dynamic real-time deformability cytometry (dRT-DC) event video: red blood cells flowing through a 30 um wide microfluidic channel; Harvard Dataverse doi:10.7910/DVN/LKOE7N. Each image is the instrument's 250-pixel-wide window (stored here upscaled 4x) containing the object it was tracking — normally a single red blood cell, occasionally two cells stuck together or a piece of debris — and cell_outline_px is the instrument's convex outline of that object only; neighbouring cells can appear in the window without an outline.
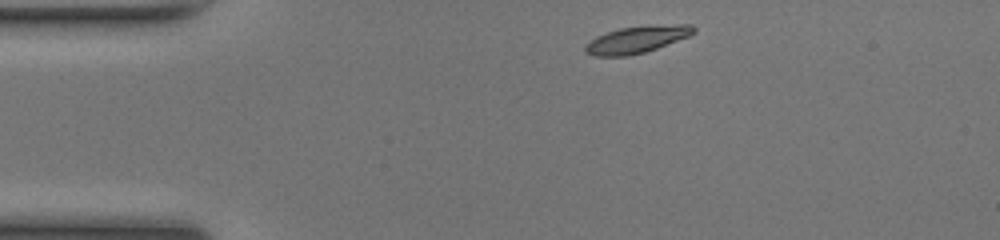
{"species": "common noctule bat (a hibernating species)", "species_latin": "Nyctalus noctula", "temperature_condition": "room temperature", "stored_images_in_passage": 41, "camera_frame_rate_fps": 3000, "um_per_image_px": 0.085, "animal": {"sex": "female", "body_mass_g": 17.0, "forearm_length_mm": 48.0}, "frame": {"image": 1, "passage_image": 1, "time_ms": 0.0, "image_size_px": [1000, 240], "cell_outline_px": [[696, 32], [688, 36], [656, 48], [644, 52], [628, 56], [592, 56], [584, 52], [584, 48], [596, 36], [620, 28], [680, 24], [692, 24], [696, 28]], "centroid_in_image_um": [54.13, 3.37], "position_along_channel_um": 30.9, "area_um2": 16.65}}
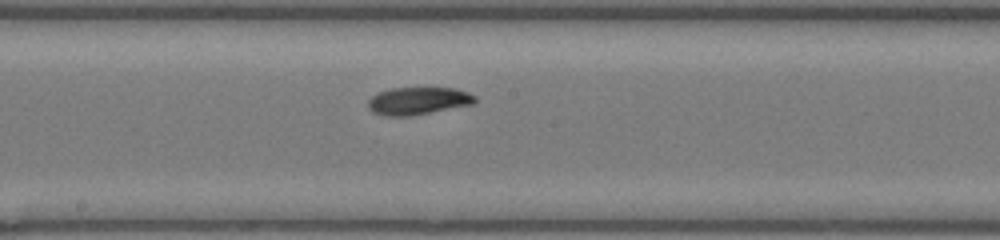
{"frame": {"image": 2, "passage_image": 18, "time_ms": 5.667, "image_size_px": [1000, 240], "cell_outline_px": [[476, 100], [472, 104], [408, 116], [384, 116], [372, 112], [368, 108], [368, 100], [372, 96], [380, 92], [392, 88], [456, 88], [468, 92], [476, 96]], "centroid_in_image_um": [35.52, 8.57], "position_along_channel_um": 212.7, "area_um2": 16.99}}
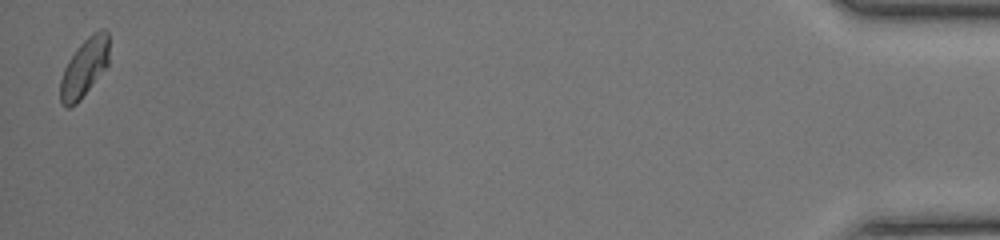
{"frame": {"image": 3, "passage_image": 41, "time_ms": 13.333, "image_size_px": [1000, 240], "cell_outline_px": [[108, 64], [80, 100], [76, 104], [68, 108], [64, 108], [60, 104], [60, 80], [64, 68], [68, 60], [80, 44], [92, 32], [100, 28], [104, 28], [108, 32]], "centroid_in_image_um": [7.15, 5.75], "position_along_channel_um": 428.1, "area_um2": 16.65}, "authors_computed_cell_mechanics": {"area_um2": 16.762, "velocity_mm_per_s": 4.1286, "shape_relaxation_time_tau1_ms": 2.3709, "shape_relaxation_time_tau2_ms": 4.1848, "deformation_change_tau1": 0.1106, "deformation_change_tau2": 0.0805}}